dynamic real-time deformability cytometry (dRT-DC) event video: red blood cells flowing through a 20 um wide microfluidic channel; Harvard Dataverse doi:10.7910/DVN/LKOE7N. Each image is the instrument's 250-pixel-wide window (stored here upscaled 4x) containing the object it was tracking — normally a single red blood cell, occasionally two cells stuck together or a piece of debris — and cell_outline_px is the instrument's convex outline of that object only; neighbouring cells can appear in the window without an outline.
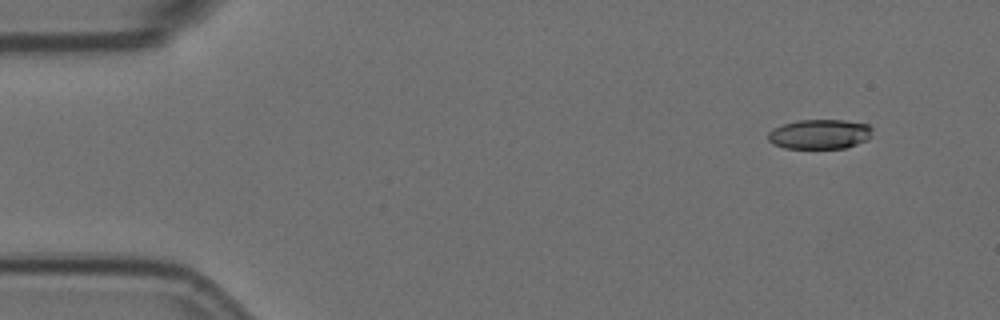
{"species": "Egyptian fruit bat (a non-hibernating species)", "species_latin": "Rousettus aegyptiacus", "temperature_condition": "room temperature", "stored_images_in_passage": 12, "camera_frame_rate_fps": 3000, "um_per_image_px": 0.085, "animal": {"sex": "female"}, "frame": {"image": 1, "passage_image": 1, "time_ms": 0.0, "image_size_px": [1000, 320], "cell_outline_px": [[872, 136], [868, 140], [844, 148], [784, 148], [772, 144], [768, 140], [768, 132], [772, 128], [780, 124], [800, 120], [844, 120], [868, 124], [872, 128]], "centroid_in_image_um": [69.66, 11.4], "position_along_channel_um": 15.3, "area_um2": 18.26}}
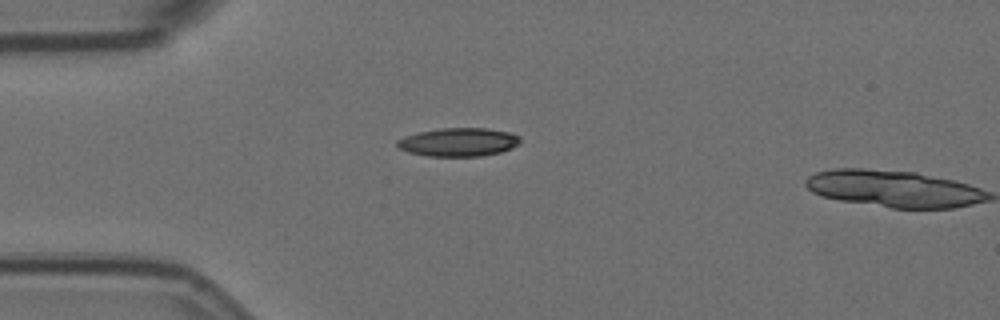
{"frame": {"image": 2, "passage_image": 11, "time_ms": 3.333, "image_size_px": [1000, 320], "cell_outline_px": [[520, 144], [512, 148], [500, 152], [480, 156], [428, 156], [408, 152], [396, 148], [396, 140], [404, 136], [420, 132], [440, 128], [488, 128], [512, 132], [520, 136]], "centroid_in_image_um": [38.98, 12.07], "position_along_channel_um": 46.0, "area_um2": 20.63}}